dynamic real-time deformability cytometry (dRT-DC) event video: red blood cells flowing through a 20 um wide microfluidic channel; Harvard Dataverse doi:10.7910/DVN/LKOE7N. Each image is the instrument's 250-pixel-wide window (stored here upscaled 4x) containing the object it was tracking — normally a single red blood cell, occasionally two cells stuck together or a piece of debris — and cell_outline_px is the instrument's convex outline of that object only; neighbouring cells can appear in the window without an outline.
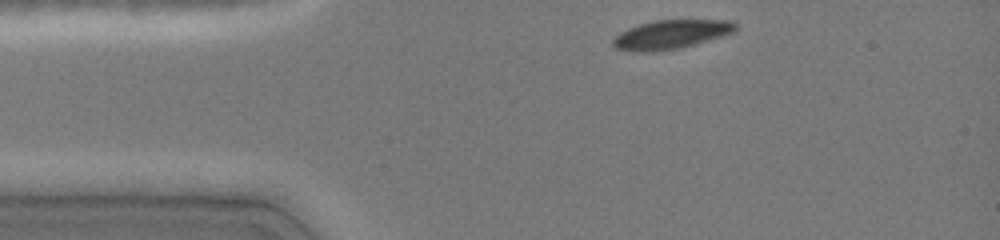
{"species": "common noctule bat (a hibernating species)", "species_latin": "Nyctalus noctula", "temperature_condition": "cold", "stored_images_in_passage": 2, "camera_frame_rate_fps": 3000, "um_per_image_px": 0.085, "animal": {"sex": "female", "body_mass_g": 19.0, "forearm_length_mm": 51.5}, "frame": {"image": 1, "passage_image": 1, "time_ms": 0.0, "image_size_px": [1000, 240], "cell_outline_px": [[736, 28], [732, 32], [696, 44], [680, 48], [652, 52], [636, 52], [612, 48], [612, 40], [620, 32], [628, 28], [652, 20], [728, 20], [736, 24]], "centroid_in_image_um": [56.96, 2.94], "position_along_channel_um": 28.0, "area_um2": 20.63}}